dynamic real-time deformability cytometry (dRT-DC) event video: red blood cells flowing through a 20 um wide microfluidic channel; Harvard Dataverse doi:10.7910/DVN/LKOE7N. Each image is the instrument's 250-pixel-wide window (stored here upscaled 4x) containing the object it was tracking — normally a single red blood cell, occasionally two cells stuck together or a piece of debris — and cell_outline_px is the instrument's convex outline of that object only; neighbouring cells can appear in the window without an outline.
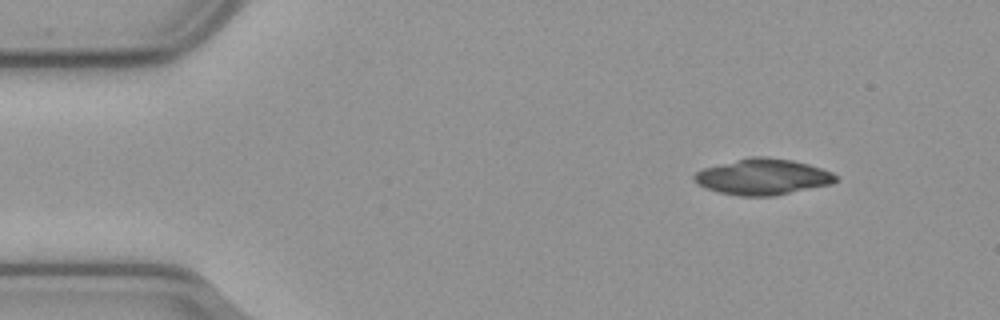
{"species": "common noctule bat (a hibernating species)", "species_latin": "Nyctalus noctula", "temperature_condition": "cold", "stored_images_in_passage": 50, "camera_frame_rate_fps": 3000, "um_per_image_px": 0.085, "animal": {"sex": "male", "body_mass_g": 23.1, "forearm_length_mm": 52.7}, "frame": {"image": 1, "passage_image": 1, "time_ms": 0.0, "image_size_px": [1000, 320], "cell_outline_px": [[836, 180], [832, 184], [772, 196], [740, 196], [720, 192], [708, 188], [700, 184], [692, 176], [696, 172], [704, 168], [748, 156], [768, 156], [792, 160], [808, 164], [832, 172], [836, 176]], "centroid_in_image_um": [64.85, 15.01], "position_along_channel_um": 20.2, "area_um2": 29.42}}